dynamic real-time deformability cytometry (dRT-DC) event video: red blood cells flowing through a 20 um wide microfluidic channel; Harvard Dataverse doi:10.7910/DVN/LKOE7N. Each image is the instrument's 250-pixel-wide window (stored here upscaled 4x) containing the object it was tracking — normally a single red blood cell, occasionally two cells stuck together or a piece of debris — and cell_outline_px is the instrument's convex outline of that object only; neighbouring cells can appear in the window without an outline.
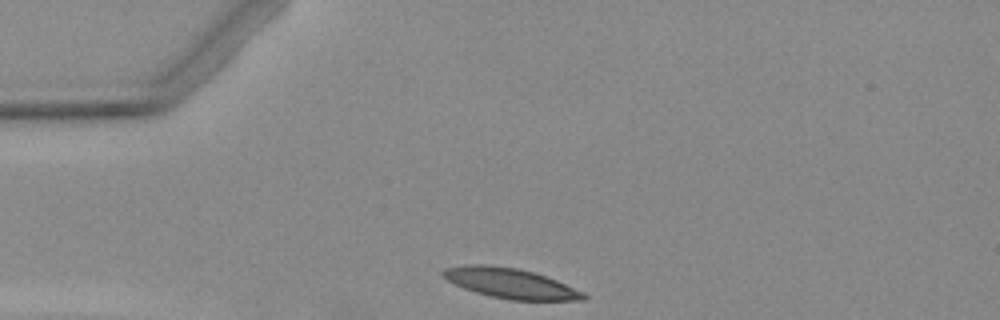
{"species": "Egyptian fruit bat (a non-hibernating species)", "species_latin": "Rousettus aegyptiacus", "temperature_condition": "warm", "stored_images_in_passage": 1, "camera_frame_rate_fps": 3000, "um_per_image_px": 0.085, "animal": {"sex": "female"}, "frame": {"image": 1, "passage_image": 1, "time_ms": 0.0, "image_size_px": [1000, 320], "cell_outline_px": [[588, 296], [584, 300], [508, 300], [476, 292], [464, 288], [448, 280], [440, 272], [444, 268], [472, 264], [484, 264], [516, 268], [532, 272], [556, 280], [584, 292]], "centroid_in_image_um": [43.4, 24.08], "position_along_channel_um": 41.6, "area_um2": 24.28}}